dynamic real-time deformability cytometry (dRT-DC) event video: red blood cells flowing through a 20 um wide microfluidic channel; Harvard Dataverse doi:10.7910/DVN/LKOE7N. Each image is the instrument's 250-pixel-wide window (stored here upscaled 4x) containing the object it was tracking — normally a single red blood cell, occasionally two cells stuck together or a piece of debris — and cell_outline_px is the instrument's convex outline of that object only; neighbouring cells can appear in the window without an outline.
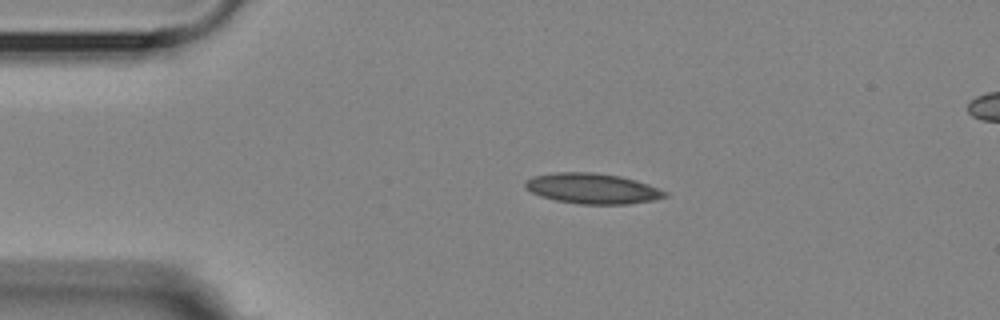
{"species": "Egyptian fruit bat (a non-hibernating species)", "species_latin": "Rousettus aegyptiacus", "temperature_condition": "room temperature", "stored_images_in_passage": 5, "segment_of_instrument_passage": [1, 2], "camera_frame_rate_fps": 3000, "um_per_image_px": 0.085, "animal": {"sex": "female"}, "frame": {"image": 1, "passage_image": 3, "time_ms": 2.333, "image_size_px": [1000, 320], "cell_outline_px": [[668, 196], [656, 200], [628, 204], [580, 204], [556, 200], [540, 196], [524, 188], [524, 180], [532, 176], [556, 172], [596, 172], [620, 176], [636, 180], [648, 184], [668, 192]], "centroid_in_image_um": [50.35, 16.02], "position_along_channel_um": 34.6, "area_um2": 25.03}}